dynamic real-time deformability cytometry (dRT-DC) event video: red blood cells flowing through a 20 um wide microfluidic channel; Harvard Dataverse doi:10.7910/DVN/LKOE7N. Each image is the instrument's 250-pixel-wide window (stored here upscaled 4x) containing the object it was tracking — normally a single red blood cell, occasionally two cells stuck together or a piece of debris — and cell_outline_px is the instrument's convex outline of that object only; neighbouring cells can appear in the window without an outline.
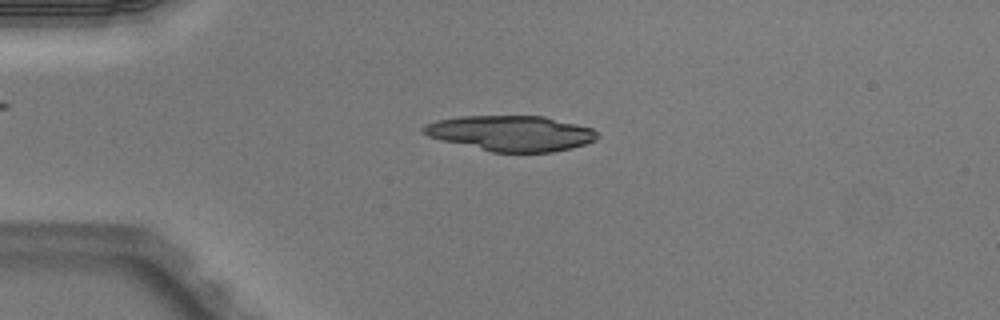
{"species": "Egyptian fruit bat (a non-hibernating species)", "species_latin": "Rousettus aegyptiacus", "temperature_condition": "warm", "stored_images_in_passage": 47, "camera_frame_rate_fps": 3000, "um_per_image_px": 0.085, "animal": {"sex": "male"}, "frame": {"image": 1, "passage_image": 10, "time_ms": 3.0, "image_size_px": [1000, 320], "cell_outline_px": [[600, 136], [596, 140], [572, 148], [552, 152], [492, 152], [428, 136], [420, 128], [436, 120], [460, 116], [544, 116], [592, 128]], "centroid_in_image_um": [43.47, 11.32], "position_along_channel_um": 41.5, "area_um2": 35.6}}